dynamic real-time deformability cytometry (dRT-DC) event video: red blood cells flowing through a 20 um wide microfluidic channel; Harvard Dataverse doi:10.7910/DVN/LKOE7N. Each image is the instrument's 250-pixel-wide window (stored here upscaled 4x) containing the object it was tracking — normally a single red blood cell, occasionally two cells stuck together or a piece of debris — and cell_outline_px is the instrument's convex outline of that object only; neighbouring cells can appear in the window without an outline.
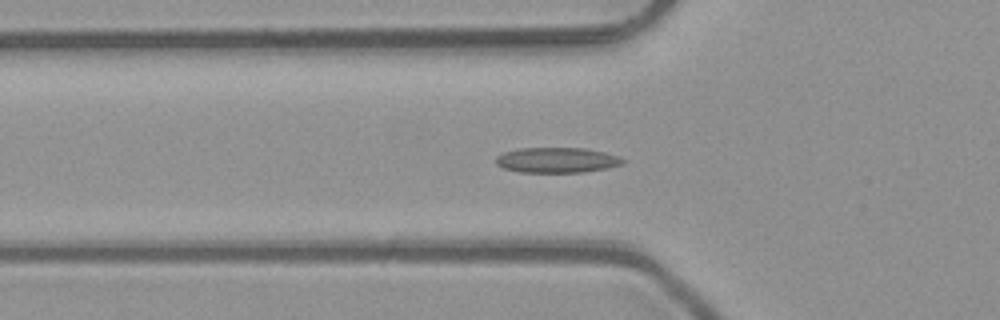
{"species": "common noctule bat (a hibernating species)", "species_latin": "Nyctalus noctula", "temperature_condition": "room temperature", "stored_images_in_passage": 37, "camera_frame_rate_fps": 3000, "um_per_image_px": 0.085, "animal": {"sex": "male", "body_mass_g": 23.1, "forearm_length_mm": 52.7}, "frame": {"image": 1, "passage_image": 3, "time_ms": 0.667, "image_size_px": [1000, 320], "cell_outline_px": [[628, 160], [624, 164], [608, 168], [584, 172], [520, 172], [504, 168], [496, 164], [496, 156], [504, 152], [516, 148], [584, 148], [604, 152], [620, 156]], "centroid_in_image_um": [47.38, 13.6], "position_along_channel_um": 78.4, "area_um2": 18.9}}
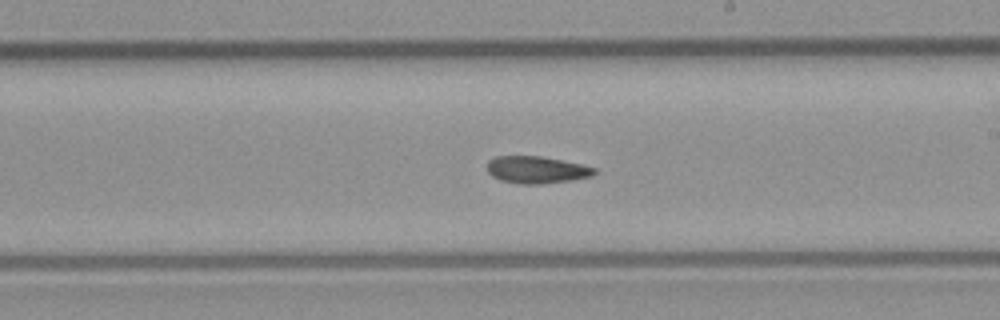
{"frame": {"image": 2, "passage_image": 15, "time_ms": 4.667, "image_size_px": [1000, 320], "cell_outline_px": [[596, 172], [592, 176], [572, 180], [540, 184], [520, 184], [500, 180], [492, 176], [488, 172], [488, 160], [496, 156], [540, 156], [580, 164], [596, 168]], "centroid_in_image_um": [45.59, 14.43], "position_along_channel_um": 243.4, "area_um2": 16.88}}
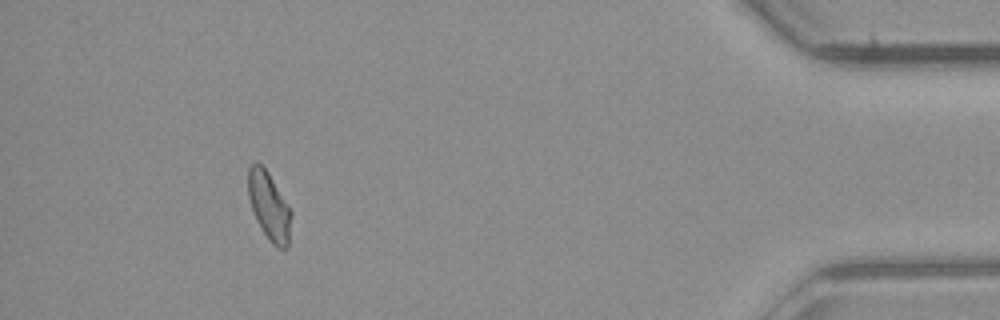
{"frame": {"image": 3, "passage_image": 32, "time_ms": 10.333, "image_size_px": [1000, 320], "cell_outline_px": [[292, 216], [288, 248], [276, 248], [272, 244], [256, 220], [248, 196], [248, 168], [256, 160], [268, 172], [292, 212]], "centroid_in_image_um": [22.88, 17.53], "position_along_channel_um": 412.3, "area_um2": 16.99}, "authors_computed_cell_mechanics": {"area_um2": 17.1088, "velocity_mm_per_s": 4.0898, "shape_relaxation_time_tau1_ms": null, "shape_relaxation_time_tau2_ms": 6.84, "deformation_change_tau1": null, "deformation_change_tau2": 0.131}}